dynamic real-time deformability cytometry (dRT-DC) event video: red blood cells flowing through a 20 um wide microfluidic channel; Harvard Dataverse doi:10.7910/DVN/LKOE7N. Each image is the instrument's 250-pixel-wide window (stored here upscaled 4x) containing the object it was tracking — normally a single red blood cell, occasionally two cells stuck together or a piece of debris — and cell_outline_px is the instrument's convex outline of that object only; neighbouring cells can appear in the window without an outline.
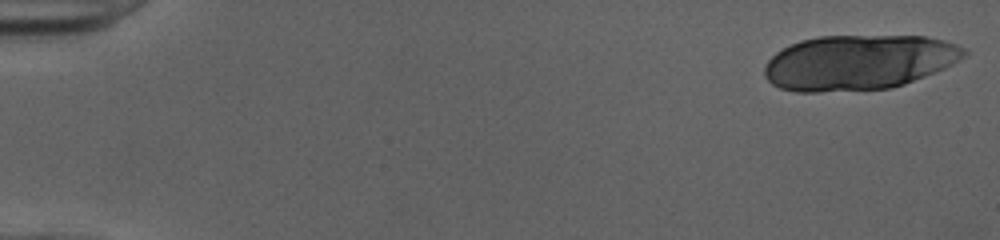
{"species": "human", "species_latin": "Homo sapiens", "temperature_condition": "cold", "stored_images_in_passage": 19, "camera_frame_rate_fps": 3000, "um_per_image_px": 0.085, "donor": {"sex": "female"}, "frame": {"image": 1, "passage_image": 1, "time_ms": 0.0, "image_size_px": [1000, 240], "cell_outline_px": [[968, 56], [944, 68], [904, 84], [892, 88], [820, 92], [796, 92], [780, 88], [772, 84], [764, 76], [764, 64], [776, 52], [800, 40], [820, 36], [924, 36], [944, 40], [956, 44], [964, 48], [968, 52]], "centroid_in_image_um": [72.98, 5.3], "position_along_channel_um": 12.0, "area_um2": 64.16}}